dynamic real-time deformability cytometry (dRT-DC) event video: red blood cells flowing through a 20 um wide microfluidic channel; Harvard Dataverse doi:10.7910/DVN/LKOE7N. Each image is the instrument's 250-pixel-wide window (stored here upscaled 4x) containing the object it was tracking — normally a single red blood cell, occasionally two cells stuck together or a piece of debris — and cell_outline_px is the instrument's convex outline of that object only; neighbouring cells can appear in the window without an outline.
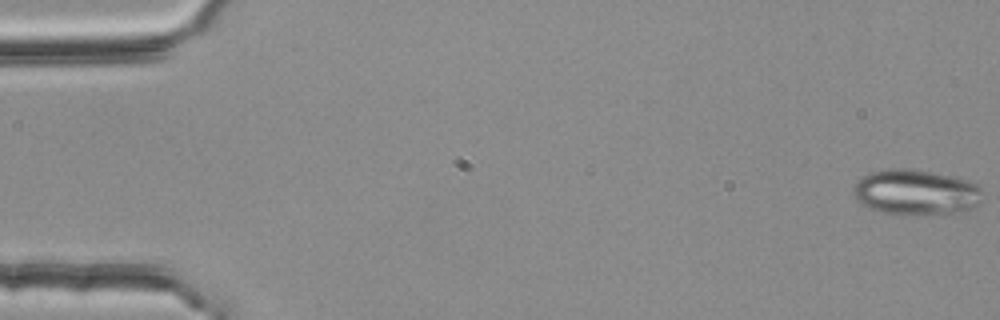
{"species": "common noctule bat (a hibernating species)", "species_latin": "Nyctalus noctula", "temperature_condition": "room temperature", "stored_images_in_passage": 55, "camera_frame_rate_fps": 3000, "um_per_image_px": 0.085, "animal": {"sex": "female", "body_mass_g": 25.1}, "frame": {"image": 1, "passage_image": 1, "time_ms": 0.0, "image_size_px": [1000, 320], "cell_outline_px": [[980, 204], [976, 208], [960, 212], [924, 216], [904, 216], [884, 212], [860, 204], [856, 200], [856, 184], [864, 176], [872, 172], [888, 168], [908, 168], [956, 176], [968, 180], [976, 184], [980, 188]], "centroid_in_image_um": [77.92, 16.37], "position_along_channel_um": 7.1, "area_um2": 34.56}}
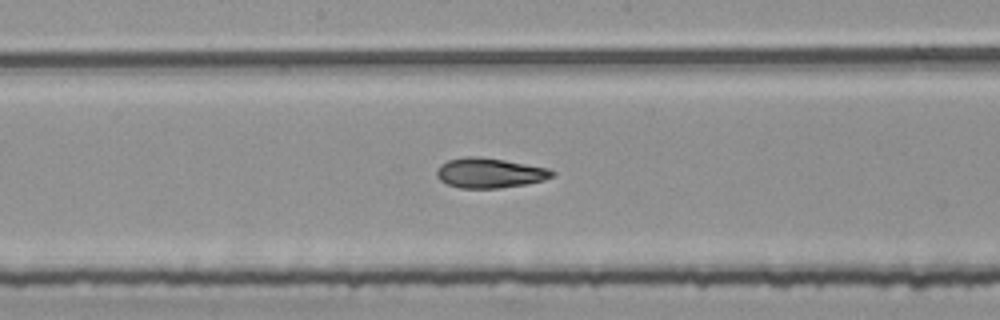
{"frame": {"image": 2, "passage_image": 29, "time_ms": 9.333, "image_size_px": [1000, 320], "cell_outline_px": [[556, 176], [544, 180], [528, 184], [500, 188], [460, 188], [448, 184], [440, 180], [436, 176], [436, 172], [440, 164], [448, 160], [468, 156], [480, 156], [504, 160], [548, 168], [556, 172]], "centroid_in_image_um": [41.65, 14.7], "position_along_channel_um": 206.6, "area_um2": 20.29}}
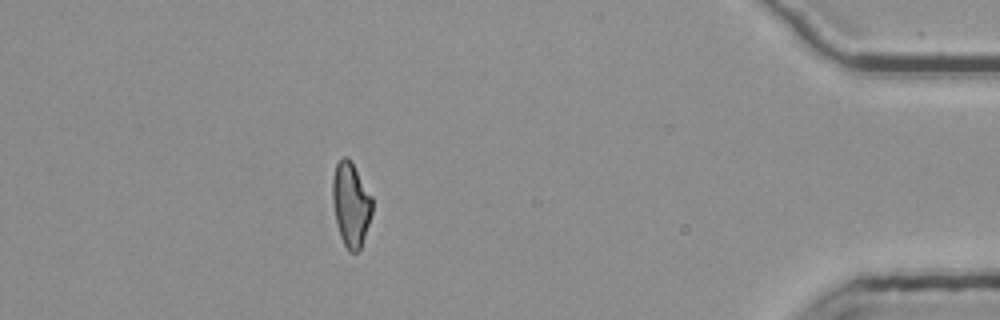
{"frame": {"image": 3, "passage_image": 49, "time_ms": 16.0, "image_size_px": [1000, 320], "cell_outline_px": [[372, 212], [360, 248], [356, 252], [348, 252], [340, 236], [336, 224], [332, 200], [332, 180], [336, 164], [344, 156], [348, 156], [372, 196]], "centroid_in_image_um": [29.81, 17.36], "position_along_channel_um": 405.4, "area_um2": 19.36}, "authors_computed_cell_mechanics": {"area_um2": 20.23, "velocity_mm_per_s": 3.7929, "shape_relaxation_time_tau1_ms": null, "shape_relaxation_time_tau2_ms": 3.6774, "deformation_change_tau1": null, "deformation_change_tau2": 0.1107}}